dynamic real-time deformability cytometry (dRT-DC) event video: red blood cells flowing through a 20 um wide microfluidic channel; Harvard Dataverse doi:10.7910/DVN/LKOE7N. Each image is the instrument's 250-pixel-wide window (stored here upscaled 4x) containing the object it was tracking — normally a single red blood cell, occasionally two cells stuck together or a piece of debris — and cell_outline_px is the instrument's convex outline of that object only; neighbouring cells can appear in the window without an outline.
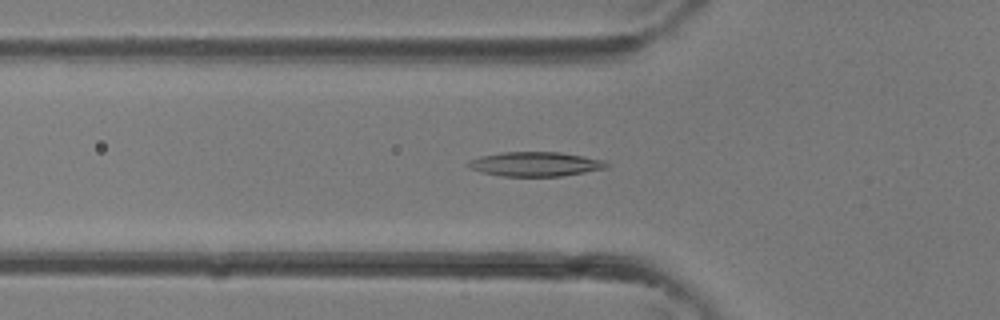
{"species": "common noctule bat (a hibernating species)", "species_latin": "Nyctalus noctula", "temperature_condition": "room temperature", "stored_images_in_passage": 35, "camera_frame_rate_fps": 3000, "um_per_image_px": 0.085, "animal": {"sex": "female"}, "frame": {"image": 1, "passage_image": 12, "time_ms": 3.667, "image_size_px": [1000, 320], "cell_outline_px": [[608, 168], [560, 176], [504, 176], [480, 172], [464, 164], [468, 160], [480, 156], [504, 152], [560, 152], [584, 156], [604, 160], [608, 164]], "centroid_in_image_um": [45.49, 13.94], "position_along_channel_um": 80.3, "area_um2": 19.65}}
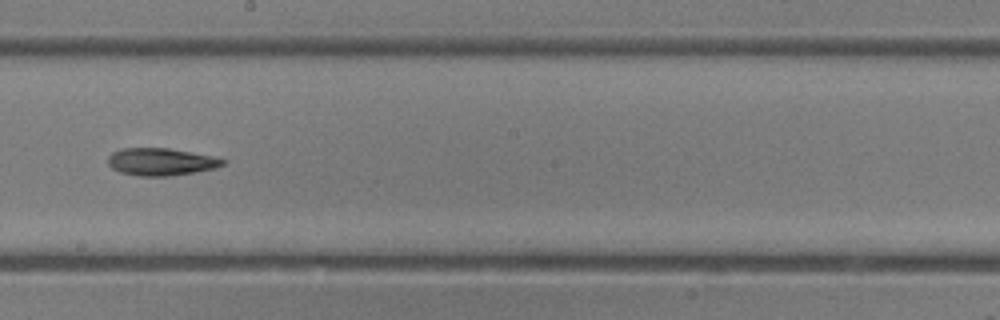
{"frame": {"image": 2, "passage_image": 20, "time_ms": 6.333, "image_size_px": [1000, 320], "cell_outline_px": [[228, 160], [224, 164], [216, 168], [196, 172], [168, 176], [140, 176], [120, 172], [112, 168], [108, 164], [108, 156], [112, 152], [120, 148], [168, 148], [212, 156]], "centroid_in_image_um": [13.68, 13.75], "position_along_channel_um": 234.5, "area_um2": 18.38}}
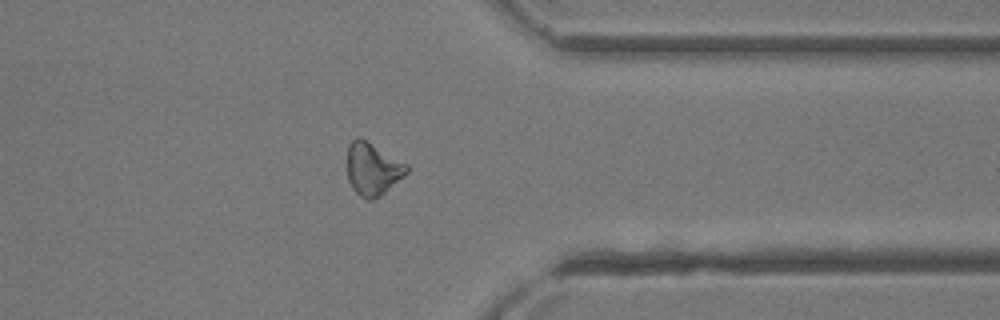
{"frame": {"image": 3, "passage_image": 28, "time_ms": 9.0, "image_size_px": [1000, 320], "cell_outline_px": [[408, 172], [404, 176], [380, 196], [372, 200], [368, 200], [360, 196], [352, 188], [348, 180], [348, 144], [356, 136], [360, 136], [408, 164]], "centroid_in_image_um": [31.67, 14.34], "position_along_channel_um": 379.7, "area_um2": 18.32}}